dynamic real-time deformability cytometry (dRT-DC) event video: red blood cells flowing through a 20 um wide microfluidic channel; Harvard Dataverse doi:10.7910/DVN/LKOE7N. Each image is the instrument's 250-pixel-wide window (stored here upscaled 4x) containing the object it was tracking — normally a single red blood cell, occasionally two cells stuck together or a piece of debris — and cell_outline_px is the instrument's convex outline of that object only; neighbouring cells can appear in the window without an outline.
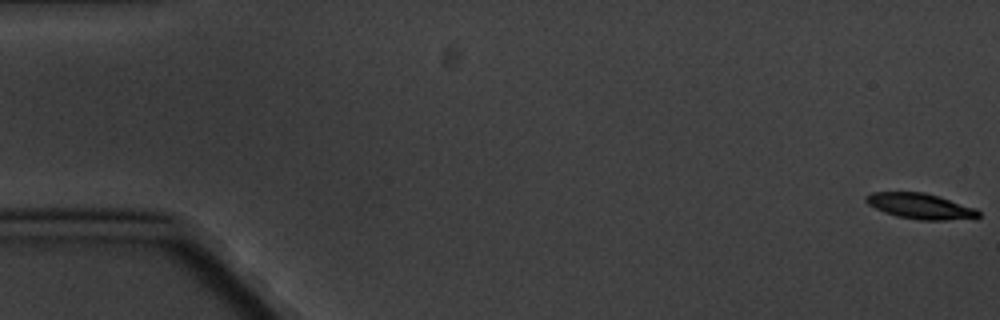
{"species": "common noctule bat (a hibernating species)", "species_latin": "Nyctalus noctula", "temperature_condition": "cold", "stored_images_in_passage": 6, "camera_frame_rate_fps": 3000, "um_per_image_px": 0.085, "animal": {"sex": "male", "body_mass_g": 20.1, "forearm_length_mm": 53.5}, "frame": {"image": 1, "passage_image": 1, "time_ms": 0.0, "image_size_px": [1000, 320], "cell_outline_px": [[980, 216], [976, 220], [920, 220], [896, 216], [884, 212], [868, 204], [864, 200], [864, 196], [872, 192], [924, 192], [940, 196], [976, 208], [980, 212]], "centroid_in_image_um": [78.3, 17.53], "position_along_channel_um": 6.7, "area_um2": 17.17}}